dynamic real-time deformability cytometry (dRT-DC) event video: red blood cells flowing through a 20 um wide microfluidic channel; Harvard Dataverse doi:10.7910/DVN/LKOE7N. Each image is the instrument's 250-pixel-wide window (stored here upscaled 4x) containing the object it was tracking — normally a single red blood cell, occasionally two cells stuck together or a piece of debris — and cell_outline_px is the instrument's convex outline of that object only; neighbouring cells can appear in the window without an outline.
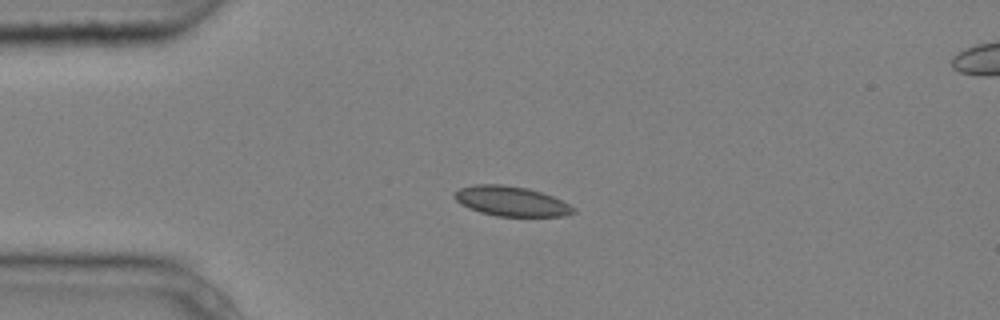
{"species": "common noctule bat (a hibernating species)", "species_latin": "Nyctalus noctula", "temperature_condition": "cold", "stored_images_in_passage": 3, "camera_frame_rate_fps": 3000, "um_per_image_px": 0.085, "animal": {"sex": "male", "body_mass_g": 20.4}, "frame": {"image": 1, "passage_image": 1, "time_ms": 0.0, "image_size_px": [1000, 320], "cell_outline_px": [[576, 212], [564, 216], [496, 216], [480, 212], [468, 208], [460, 204], [452, 196], [460, 188], [476, 184], [500, 184], [528, 188], [552, 196], [576, 208]], "centroid_in_image_um": [43.44, 17.11], "position_along_channel_um": 41.6, "area_um2": 20.63}}